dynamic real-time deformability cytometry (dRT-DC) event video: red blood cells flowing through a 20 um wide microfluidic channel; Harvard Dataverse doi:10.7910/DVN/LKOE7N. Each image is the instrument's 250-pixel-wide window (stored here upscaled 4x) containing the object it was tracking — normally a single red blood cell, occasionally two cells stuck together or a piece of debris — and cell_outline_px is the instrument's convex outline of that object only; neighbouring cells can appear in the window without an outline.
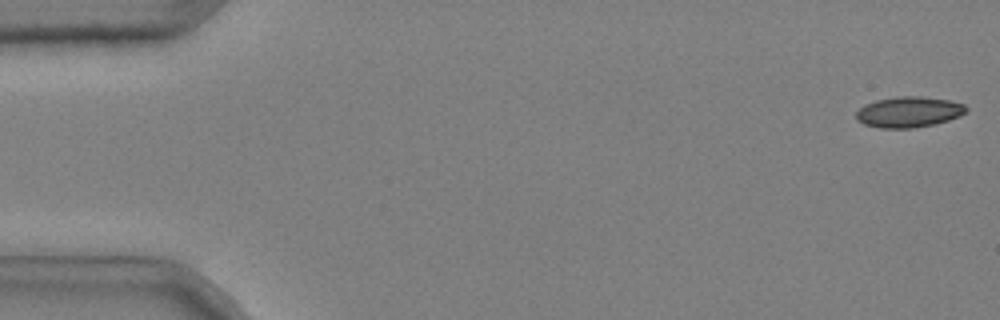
{"species": "common noctule bat (a hibernating species)", "species_latin": "Nyctalus noctula", "temperature_condition": "cold", "stored_images_in_passage": 49, "camera_frame_rate_fps": 3000, "um_per_image_px": 0.085, "animal": {"sex": "male", "body_mass_g": 20.4}, "frame": {"image": 1, "passage_image": 1, "time_ms": 0.0, "image_size_px": [1000, 320], "cell_outline_px": [[968, 108], [960, 116], [936, 124], [912, 128], [880, 128], [864, 124], [856, 120], [856, 112], [864, 104], [876, 100], [900, 96], [920, 96], [948, 100], [964, 104]], "centroid_in_image_um": [77.23, 9.52], "position_along_channel_um": 7.8, "area_um2": 19.71}}
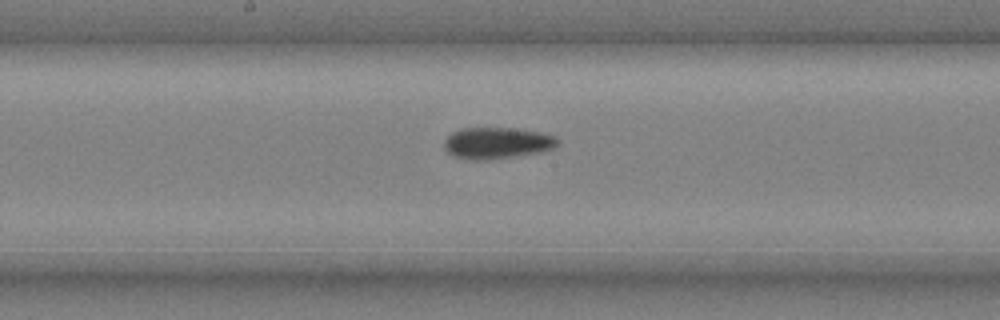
{"frame": {"image": 2, "passage_image": 28, "time_ms": 9.0, "image_size_px": [1000, 320], "cell_outline_px": [[560, 140], [552, 148], [544, 152], [488, 160], [468, 160], [452, 156], [444, 148], [444, 140], [452, 132], [460, 128], [516, 128], [540, 132], [556, 136]], "centroid_in_image_um": [42.24, 12.16], "position_along_channel_um": 206.0, "area_um2": 21.1}}
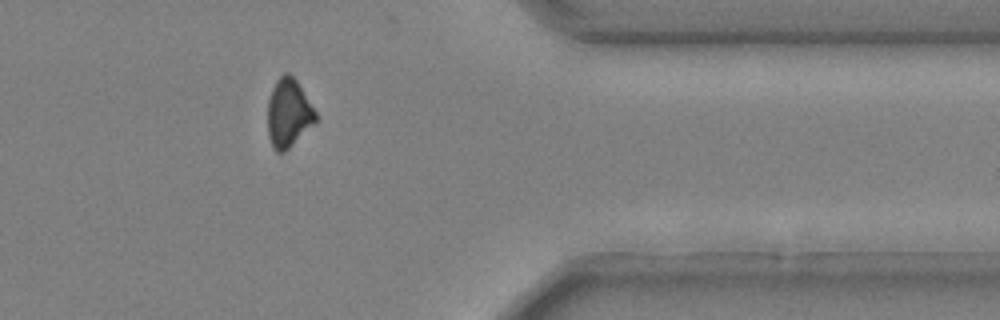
{"frame": {"image": 3, "passage_image": 44, "time_ms": 14.333, "image_size_px": [1000, 320], "cell_outline_px": [[316, 120], [284, 152], [276, 152], [272, 148], [268, 136], [268, 100], [272, 88], [276, 80], [284, 72], [288, 72], [296, 80], [316, 112]], "centroid_in_image_um": [24.48, 9.6], "position_along_channel_um": 386.9, "area_um2": 18.79}, "authors_computed_cell_mechanics": {"area_um2": 20.4034, "velocity_mm_per_s": 3.7016, "shape_relaxation_time_tau1_ms": null, "shape_relaxation_time_tau2_ms": 9.5538, "deformation_change_tau1": null, "deformation_change_tau2": 0.1274}}